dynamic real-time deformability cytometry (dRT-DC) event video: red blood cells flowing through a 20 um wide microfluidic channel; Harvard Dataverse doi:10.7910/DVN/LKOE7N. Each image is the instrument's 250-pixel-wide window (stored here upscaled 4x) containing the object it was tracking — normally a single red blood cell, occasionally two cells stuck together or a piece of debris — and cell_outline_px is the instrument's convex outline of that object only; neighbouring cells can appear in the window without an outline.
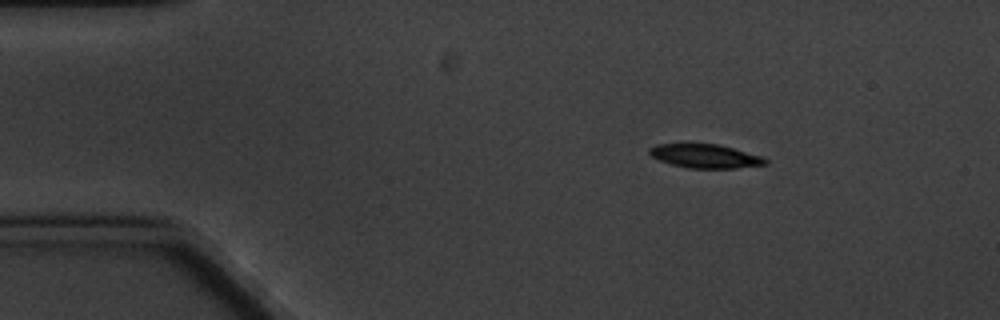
{"species": "common noctule bat (a hibernating species)", "species_latin": "Nyctalus noctula", "temperature_condition": "cold", "stored_images_in_passage": 5, "camera_frame_rate_fps": 3000, "um_per_image_px": 0.085, "animal": {"sex": "male", "body_mass_g": 20.1, "forearm_length_mm": 53.5}, "frame": {"image": 1, "passage_image": 1, "time_ms": 0.0, "image_size_px": [1000, 320], "cell_outline_px": [[768, 164], [736, 168], [688, 168], [672, 164], [660, 160], [652, 156], [648, 152], [648, 148], [656, 144], [688, 140], [720, 144], [764, 156], [768, 160]], "centroid_in_image_um": [59.91, 13.2], "position_along_channel_um": 25.1, "area_um2": 17.11}}
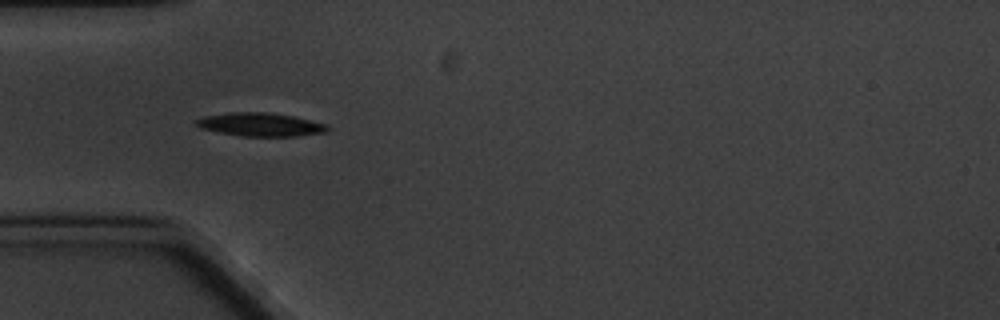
{"frame": {"image": 2, "passage_image": 3, "time_ms": 3.0, "image_size_px": [1000, 320], "cell_outline_px": [[328, 132], [296, 136], [244, 136], [220, 132], [200, 128], [196, 124], [196, 120], [204, 116], [228, 112], [268, 112], [292, 116], [328, 124]], "centroid_in_image_um": [22.16, 10.58], "position_along_channel_um": 62.8, "area_um2": 17.8}}
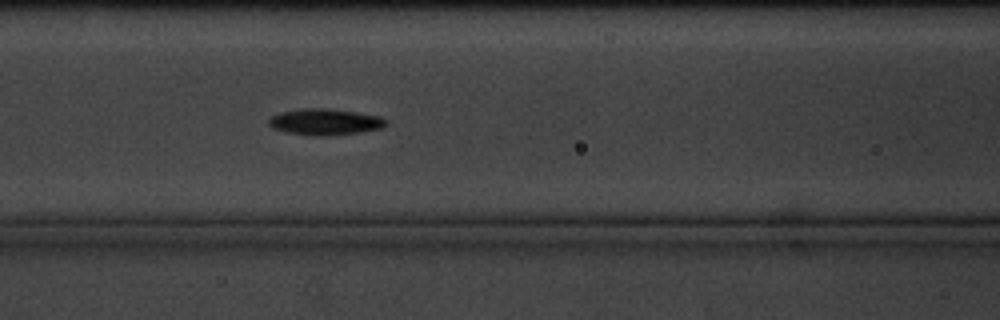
{"frame": {"image": 3, "passage_image": 5, "time_ms": 5.333, "image_size_px": [1000, 320], "cell_outline_px": [[388, 124], [384, 128], [332, 136], [316, 136], [288, 132], [272, 128], [268, 124], [268, 120], [272, 116], [280, 112], [304, 108], [328, 108], [380, 116], [388, 120]], "centroid_in_image_um": [27.66, 10.36], "position_along_channel_um": 138.9, "area_um2": 18.03}}